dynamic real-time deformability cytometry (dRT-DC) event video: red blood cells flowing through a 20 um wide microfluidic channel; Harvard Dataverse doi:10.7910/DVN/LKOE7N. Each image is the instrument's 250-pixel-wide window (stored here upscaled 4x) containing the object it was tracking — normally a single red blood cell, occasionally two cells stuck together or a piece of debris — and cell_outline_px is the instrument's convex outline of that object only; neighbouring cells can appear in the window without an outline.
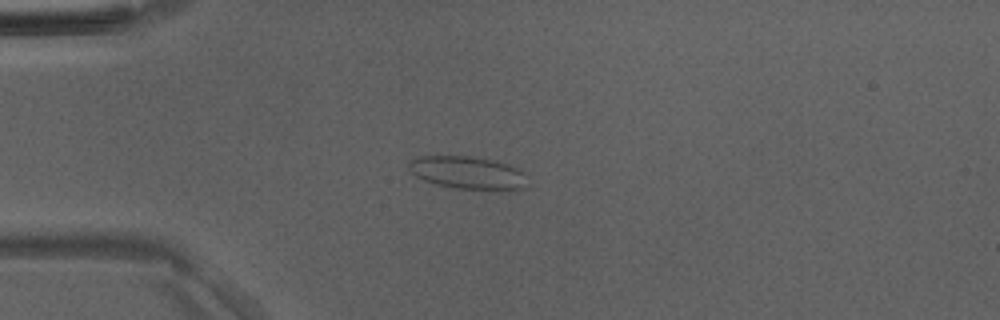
{"species": "Egyptian fruit bat (a non-hibernating species)", "species_latin": "Rousettus aegyptiacus", "temperature_condition": "room temperature", "stored_images_in_passage": 3, "camera_frame_rate_fps": 3000, "um_per_image_px": 0.085, "animal": {"sex": "male"}, "frame": {"image": 1, "passage_image": 3, "time_ms": 2.333, "image_size_px": [1000, 320], "cell_outline_px": [[528, 184], [520, 188], [504, 192], [492, 192], [452, 188], [436, 184], [424, 180], [416, 176], [408, 168], [408, 164], [412, 160], [420, 156], [468, 156], [492, 160], [516, 168], [524, 172]], "centroid_in_image_um": [39.8, 14.73], "position_along_channel_um": 45.2, "area_um2": 23.06}}